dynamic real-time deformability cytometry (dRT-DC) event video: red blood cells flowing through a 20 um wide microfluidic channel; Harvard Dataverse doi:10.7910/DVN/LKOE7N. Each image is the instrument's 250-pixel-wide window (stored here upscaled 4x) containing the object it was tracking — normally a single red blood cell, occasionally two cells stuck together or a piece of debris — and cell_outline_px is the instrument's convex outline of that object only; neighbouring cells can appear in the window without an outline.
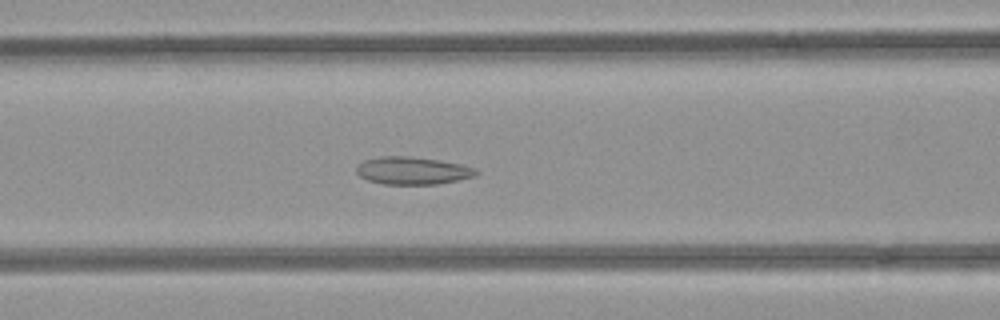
{"species": "common noctule bat (a hibernating species)", "species_latin": "Nyctalus noctula", "temperature_condition": "room temperature", "stored_images_in_passage": 52, "camera_frame_rate_fps": 3000, "um_per_image_px": 0.085, "animal": {"sex": "female", "body_mass_g": 21.9}, "frame": {"image": 1, "passage_image": 21, "time_ms": 6.667, "image_size_px": [1000, 320], "cell_outline_px": [[480, 172], [476, 176], [436, 184], [384, 184], [368, 180], [360, 176], [356, 172], [356, 164], [364, 160], [380, 156], [408, 156], [440, 160], [460, 164], [476, 168]], "centroid_in_image_um": [35.06, 14.49], "position_along_channel_um": 131.5, "area_um2": 19.31}}
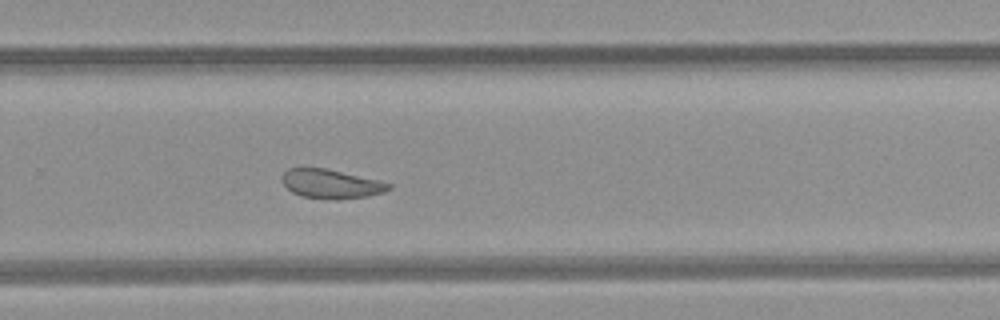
{"frame": {"image": 2, "passage_image": 34, "time_ms": 11.0, "image_size_px": [1000, 320], "cell_outline_px": [[392, 188], [384, 192], [368, 196], [336, 200], [328, 200], [300, 196], [292, 192], [284, 184], [284, 172], [288, 168], [324, 168], [376, 180], [392, 184]], "centroid_in_image_um": [28.15, 15.66], "position_along_channel_um": 301.7, "area_um2": 17.86}}
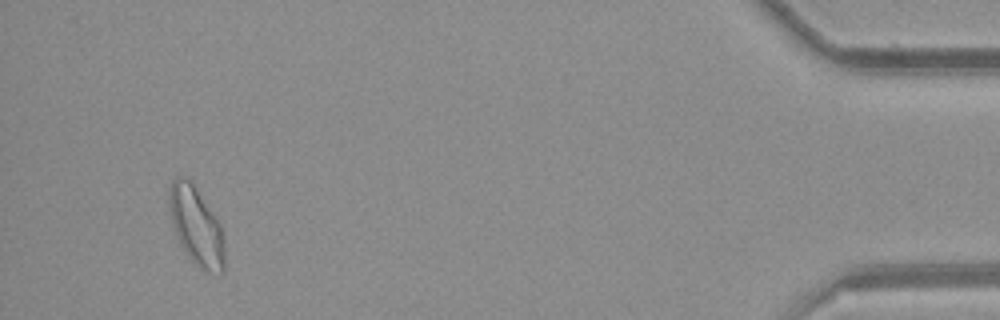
{"frame": {"image": 3, "passage_image": 49, "time_ms": 16.0, "image_size_px": [1000, 320], "cell_outline_px": [[224, 272], [208, 272], [200, 268], [188, 256], [180, 244], [172, 224], [168, 204], [168, 192], [172, 180], [176, 176], [184, 176], [192, 180], [220, 224], [224, 248]], "centroid_in_image_um": [16.65, 19.16], "position_along_channel_um": 418.5, "area_um2": 25.26}, "authors_computed_cell_mechanics": {"area_um2": 20.5768, "velocity_mm_per_s": 3.9353, "shape_relaxation_time_tau1_ms": null, "shape_relaxation_time_tau2_ms": 2.7868, "deformation_change_tau1": null, "deformation_change_tau2": 0.0892}}